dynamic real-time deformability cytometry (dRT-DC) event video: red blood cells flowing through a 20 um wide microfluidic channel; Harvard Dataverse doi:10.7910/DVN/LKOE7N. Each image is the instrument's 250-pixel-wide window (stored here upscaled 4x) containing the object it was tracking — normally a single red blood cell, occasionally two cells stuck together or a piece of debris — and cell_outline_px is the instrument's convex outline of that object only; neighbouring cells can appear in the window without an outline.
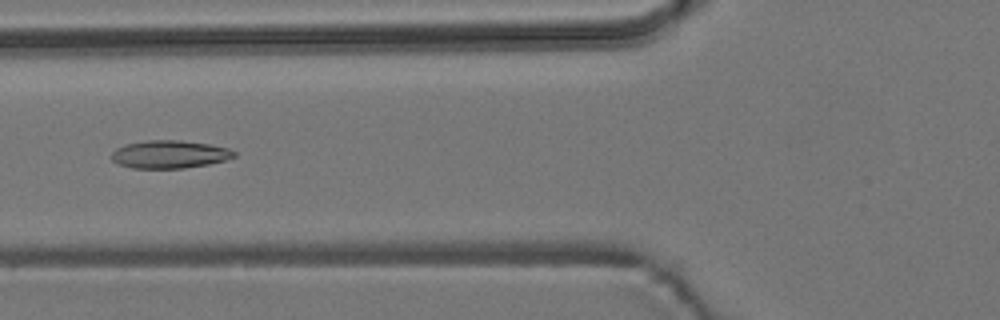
{"species": "common noctule bat (a hibernating species)", "species_latin": "Nyctalus noctula", "temperature_condition": "room temperature", "stored_images_in_passage": 7, "camera_frame_rate_fps": 3000, "um_per_image_px": 0.085, "animal": {"sex": "male", "body_mass_g": 19.2, "forearm_length_mm": 51.8}, "frame": {"image": 1, "passage_image": 7, "time_ms": 8.0, "image_size_px": [1000, 320], "cell_outline_px": [[236, 156], [224, 160], [208, 164], [184, 168], [132, 168], [120, 164], [112, 160], [112, 152], [116, 148], [124, 144], [148, 140], [180, 140], [208, 144], [228, 148], [236, 152]], "centroid_in_image_um": [14.4, 13.11], "position_along_channel_um": 111.4, "area_um2": 19.83}}